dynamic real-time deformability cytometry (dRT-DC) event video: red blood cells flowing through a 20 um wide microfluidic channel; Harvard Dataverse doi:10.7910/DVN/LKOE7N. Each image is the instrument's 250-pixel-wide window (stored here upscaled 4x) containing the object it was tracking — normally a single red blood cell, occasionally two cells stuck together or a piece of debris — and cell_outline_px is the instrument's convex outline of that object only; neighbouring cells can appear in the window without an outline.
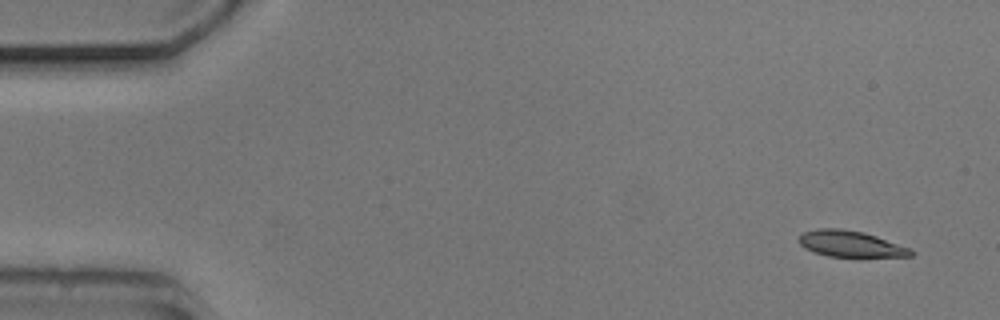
{"species": "common noctule bat (a hibernating species)", "species_latin": "Nyctalus noctula", "temperature_condition": "cold", "stored_images_in_passage": 10, "camera_frame_rate_fps": 3000, "um_per_image_px": 0.085, "animal": {"sex": "male", "body_mass_g": 20.5, "forearm_length_mm": 52.5}, "frame": {"image": 1, "passage_image": 1, "time_ms": 0.0, "image_size_px": [1000, 320], "cell_outline_px": [[916, 252], [912, 256], [860, 260], [828, 256], [804, 248], [800, 244], [800, 236], [804, 232], [820, 228], [840, 228], [864, 232], [912, 248]], "centroid_in_image_um": [72.43, 20.8], "position_along_channel_um": 12.6, "area_um2": 18.09}}